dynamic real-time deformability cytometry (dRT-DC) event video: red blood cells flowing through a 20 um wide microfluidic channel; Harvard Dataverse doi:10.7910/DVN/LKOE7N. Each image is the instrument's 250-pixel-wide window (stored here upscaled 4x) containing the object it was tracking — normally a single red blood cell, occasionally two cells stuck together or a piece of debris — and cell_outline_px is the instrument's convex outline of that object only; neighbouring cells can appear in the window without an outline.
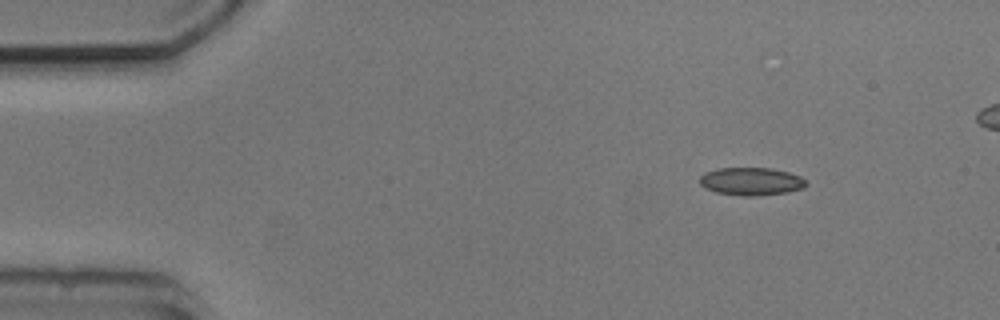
{"species": "common noctule bat (a hibernating species)", "species_latin": "Nyctalus noctula", "temperature_condition": "cold", "stored_images_in_passage": 5, "camera_frame_rate_fps": 3000, "um_per_image_px": 0.085, "animal": {"sex": "male", "body_mass_g": 20.5, "forearm_length_mm": 52.5}, "frame": {"image": 1, "passage_image": 1, "time_ms": 0.0, "image_size_px": [1000, 320], "cell_outline_px": [[808, 184], [804, 188], [788, 192], [752, 196], [744, 196], [716, 192], [704, 188], [700, 184], [700, 176], [704, 172], [716, 168], [772, 168], [788, 172], [800, 176]], "centroid_in_image_um": [63.83, 15.41], "position_along_channel_um": 21.2, "area_um2": 17.34}}